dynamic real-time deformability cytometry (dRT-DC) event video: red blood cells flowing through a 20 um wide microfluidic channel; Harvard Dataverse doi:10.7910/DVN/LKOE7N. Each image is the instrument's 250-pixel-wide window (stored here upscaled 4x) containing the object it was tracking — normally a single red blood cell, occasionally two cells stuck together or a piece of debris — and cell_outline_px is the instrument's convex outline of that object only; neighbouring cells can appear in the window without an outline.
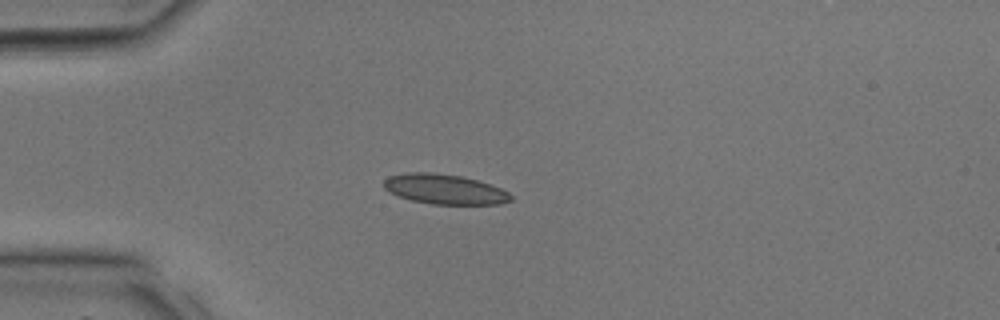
{"species": "common noctule bat (a hibernating species)", "species_latin": "Nyctalus noctula", "temperature_condition": "room temperature", "stored_images_in_passage": 20, "camera_frame_rate_fps": 3000, "um_per_image_px": 0.085, "animal": {"sex": "male", "body_mass_g": 17.9, "forearm_length_mm": 54.2}, "frame": {"image": 1, "passage_image": 1, "time_ms": 0.0, "image_size_px": [1000, 320], "cell_outline_px": [[512, 200], [500, 204], [432, 204], [412, 200], [388, 192], [384, 188], [384, 180], [388, 176], [408, 172], [432, 172], [460, 176], [476, 180], [500, 188], [508, 192], [512, 196]], "centroid_in_image_um": [37.77, 16.08], "position_along_channel_um": 47.2, "area_um2": 22.02}}
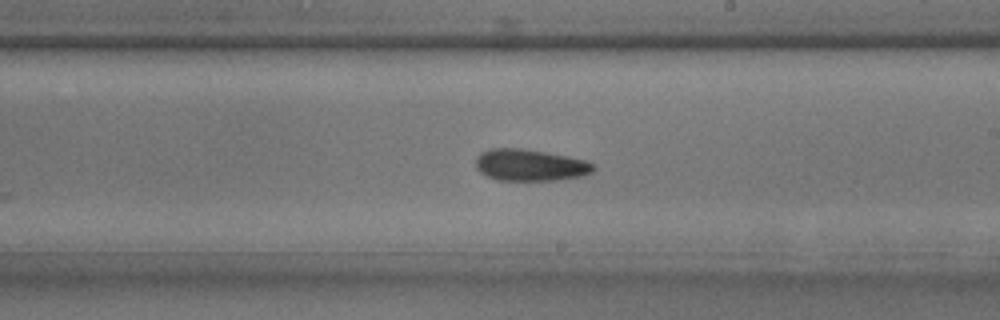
{"frame": {"image": 2, "passage_image": 12, "time_ms": 3.667, "image_size_px": [1000, 320], "cell_outline_px": [[596, 168], [592, 172], [584, 176], [556, 180], [496, 180], [480, 172], [476, 168], [476, 156], [480, 152], [488, 148], [520, 148], [568, 156], [584, 160], [596, 164]], "centroid_in_image_um": [45.06, 14.03], "position_along_channel_um": 243.9, "area_um2": 21.91}}
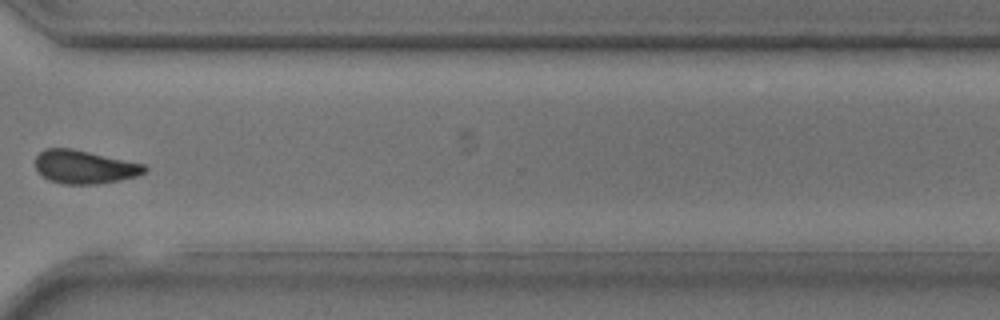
{"frame": {"image": 3, "passage_image": 18, "time_ms": 5.667, "image_size_px": [1000, 320], "cell_outline_px": [[148, 168], [144, 172], [136, 176], [120, 180], [96, 184], [64, 184], [48, 180], [36, 168], [36, 156], [44, 148], [72, 148], [144, 164]], "centroid_in_image_um": [7.17, 14.18], "position_along_channel_um": 363.4, "area_um2": 21.1}}